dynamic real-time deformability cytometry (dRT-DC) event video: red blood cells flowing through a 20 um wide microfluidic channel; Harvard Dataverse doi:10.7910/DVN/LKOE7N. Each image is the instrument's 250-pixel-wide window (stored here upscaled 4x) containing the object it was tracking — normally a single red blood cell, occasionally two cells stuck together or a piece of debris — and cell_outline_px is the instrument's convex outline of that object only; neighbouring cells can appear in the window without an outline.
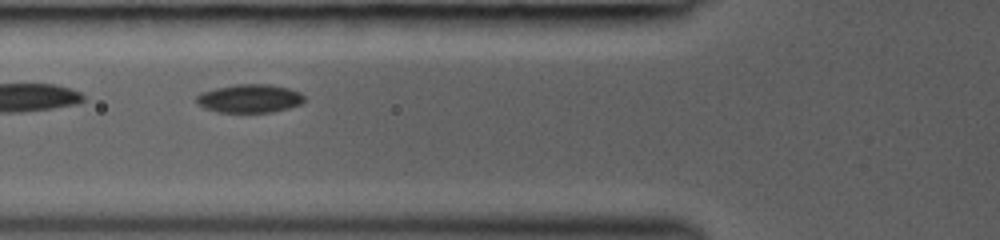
{"species": "common noctule bat (a hibernating species)", "species_latin": "Nyctalus noctula", "temperature_condition": "room temperature", "stored_images_in_passage": 22, "camera_frame_rate_fps": 3000, "um_per_image_px": 0.085, "animal": {"sex": "female", "body_mass_g": 19.0, "forearm_length_mm": 53.3}, "frame": {"image": 1, "passage_image": 4, "time_ms": 2.0, "image_size_px": [1000, 240], "cell_outline_px": [[304, 100], [300, 104], [288, 108], [272, 112], [216, 112], [204, 108], [196, 100], [196, 96], [200, 92], [216, 88], [236, 84], [268, 84], [288, 88], [300, 92], [304, 96]], "centroid_in_image_um": [21.2, 8.37], "position_along_channel_um": 104.6, "area_um2": 17.8}}
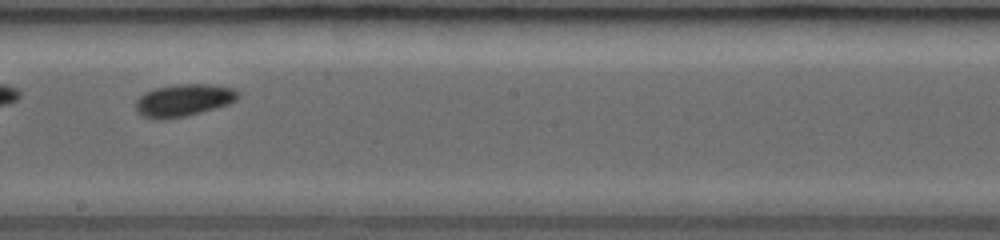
{"frame": {"image": 2, "passage_image": 11, "time_ms": 5.0, "image_size_px": [1000, 240], "cell_outline_px": [[240, 96], [236, 100], [228, 104], [216, 108], [188, 116], [164, 120], [152, 120], [140, 116], [136, 112], [136, 100], [144, 92], [152, 88], [176, 84], [212, 84], [232, 88], [240, 92]], "centroid_in_image_um": [15.56, 8.54], "position_along_channel_um": 232.6, "area_um2": 19.83}}
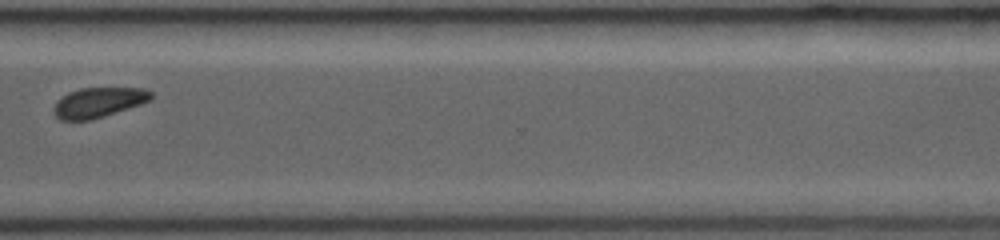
{"frame": {"image": 3, "passage_image": 18, "time_ms": 8.0, "image_size_px": [1000, 240], "cell_outline_px": [[152, 100], [92, 120], [60, 120], [56, 116], [52, 108], [68, 92], [80, 88], [144, 88], [152, 92]], "centroid_in_image_um": [8.39, 8.7], "position_along_channel_um": 362.2, "area_um2": 16.82}}